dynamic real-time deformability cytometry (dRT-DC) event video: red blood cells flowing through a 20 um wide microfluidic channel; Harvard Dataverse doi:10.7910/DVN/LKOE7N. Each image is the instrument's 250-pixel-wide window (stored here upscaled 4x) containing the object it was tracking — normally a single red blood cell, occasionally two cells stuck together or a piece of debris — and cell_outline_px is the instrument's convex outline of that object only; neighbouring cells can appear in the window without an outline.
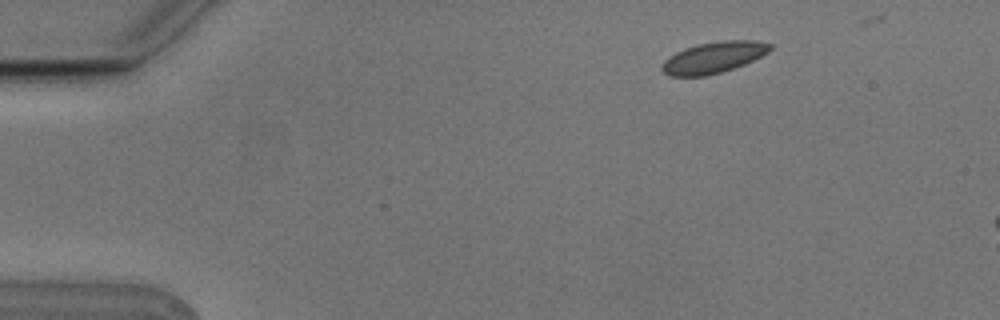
{"species": "Egyptian fruit bat (a non-hibernating species)", "species_latin": "Rousettus aegyptiacus", "temperature_condition": "cold", "stored_images_in_passage": 3, "camera_frame_rate_fps": 3000, "um_per_image_px": 0.085, "animal": {"sex": "male"}, "frame": {"image": 1, "passage_image": 1, "time_ms": 0.0, "image_size_px": [1000, 320], "cell_outline_px": [[772, 48], [768, 52], [744, 64], [720, 72], [704, 76], [668, 76], [660, 68], [664, 60], [668, 56], [684, 48], [696, 44], [720, 40], [756, 40], [772, 44]], "centroid_in_image_um": [60.62, 4.87], "position_along_channel_um": 24.4, "area_um2": 19.71}}